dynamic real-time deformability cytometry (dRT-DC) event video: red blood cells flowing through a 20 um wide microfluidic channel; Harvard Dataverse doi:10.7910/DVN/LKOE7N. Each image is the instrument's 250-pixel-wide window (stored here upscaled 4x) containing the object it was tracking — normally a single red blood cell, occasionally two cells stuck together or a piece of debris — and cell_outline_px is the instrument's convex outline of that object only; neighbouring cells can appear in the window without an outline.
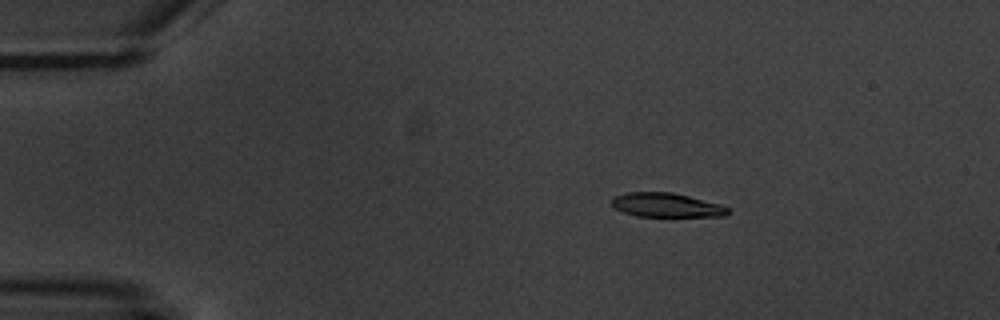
{"species": "common noctule bat (a hibernating species)", "species_latin": "Nyctalus noctula", "temperature_condition": "warm", "stored_images_in_passage": 5, "camera_frame_rate_fps": 3000, "um_per_image_px": 0.085, "animal": {"sex": "male", "body_mass_g": 20.1, "forearm_length_mm": 53.5}, "frame": {"image": 1, "passage_image": 3, "time_ms": 3.333, "image_size_px": [1000, 320], "cell_outline_px": [[728, 212], [724, 216], [636, 216], [624, 212], [616, 208], [612, 204], [612, 196], [628, 192], [672, 192], [720, 204], [728, 208]], "centroid_in_image_um": [56.61, 17.42], "position_along_channel_um": 28.4, "area_um2": 16.13}}